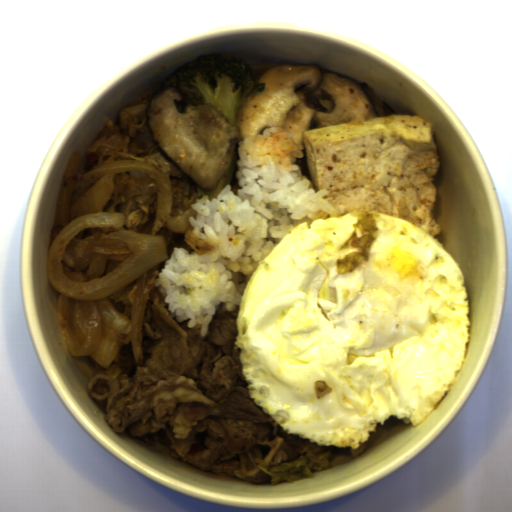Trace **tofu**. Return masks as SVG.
Listing matches in <instances>:
<instances>
[{
	"mask_svg": "<svg viewBox=\"0 0 512 512\" xmlns=\"http://www.w3.org/2000/svg\"><path fill=\"white\" fill-rule=\"evenodd\" d=\"M230 191H233V193L237 196L238 190L243 188L239 185V179H237V176L231 181L230 183Z\"/></svg>",
	"mask_w": 512,
	"mask_h": 512,
	"instance_id": "obj_2",
	"label": "tofu"
},
{
	"mask_svg": "<svg viewBox=\"0 0 512 512\" xmlns=\"http://www.w3.org/2000/svg\"><path fill=\"white\" fill-rule=\"evenodd\" d=\"M258 78L263 90L244 100L235 125L206 103L180 112L175 92L157 91L146 125L158 151L208 191L240 141L282 127L304 147L294 161L302 175L317 194L328 190L323 198L343 206V214L375 212L439 236L433 124L414 113H375L348 79L308 64L272 66Z\"/></svg>",
	"mask_w": 512,
	"mask_h": 512,
	"instance_id": "obj_1",
	"label": "tofu"
}]
</instances>
